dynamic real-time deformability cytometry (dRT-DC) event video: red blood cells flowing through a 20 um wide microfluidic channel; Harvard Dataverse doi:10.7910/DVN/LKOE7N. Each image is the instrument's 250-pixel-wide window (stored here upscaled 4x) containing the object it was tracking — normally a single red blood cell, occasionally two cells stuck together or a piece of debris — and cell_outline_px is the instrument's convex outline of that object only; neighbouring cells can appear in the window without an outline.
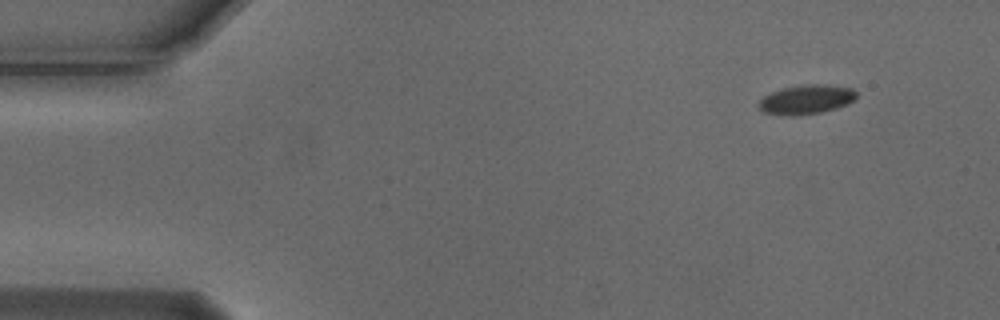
{"species": "Egyptian fruit bat (a non-hibernating species)", "species_latin": "Rousettus aegyptiacus", "temperature_condition": "cold", "stored_images_in_passage": 4, "camera_frame_rate_fps": 3000, "um_per_image_px": 0.085, "animal": {"sex": "male"}, "frame": {"image": 1, "passage_image": 1, "time_ms": 0.0, "image_size_px": [1000, 320], "cell_outline_px": [[856, 100], [836, 108], [820, 112], [792, 116], [784, 116], [764, 112], [756, 104], [764, 96], [772, 92], [784, 88], [804, 84], [828, 84], [852, 88], [856, 92]], "centroid_in_image_um": [68.54, 8.45], "position_along_channel_um": 16.5, "area_um2": 16.7}}
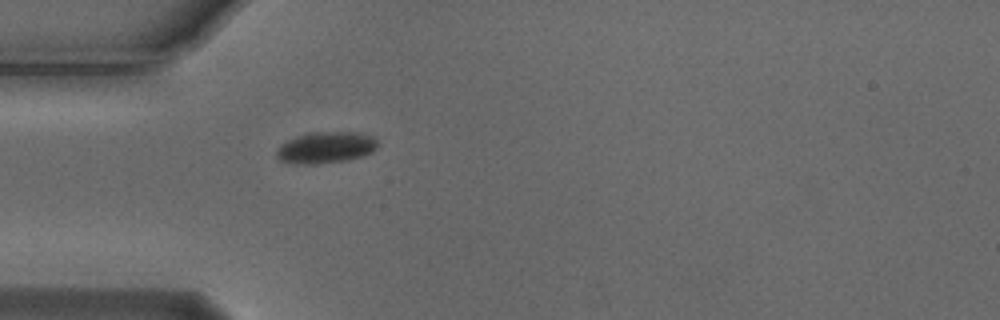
{"frame": {"image": 2, "passage_image": 4, "time_ms": 1.0, "image_size_px": [1000, 320], "cell_outline_px": [[380, 144], [372, 152], [364, 156], [348, 160], [316, 164], [304, 164], [280, 160], [276, 156], [276, 148], [280, 144], [296, 136], [312, 132], [360, 132], [372, 136]], "centroid_in_image_um": [27.72, 12.53], "position_along_channel_um": 57.3, "area_um2": 18.67}}